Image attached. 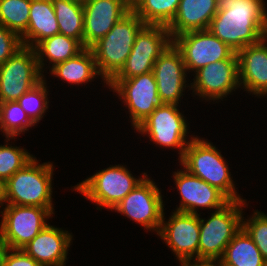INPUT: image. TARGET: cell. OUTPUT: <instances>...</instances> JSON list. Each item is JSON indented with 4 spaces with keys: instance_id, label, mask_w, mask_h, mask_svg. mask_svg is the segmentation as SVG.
I'll list each match as a JSON object with an SVG mask.
<instances>
[{
    "instance_id": "5",
    "label": "cell",
    "mask_w": 267,
    "mask_h": 266,
    "mask_svg": "<svg viewBox=\"0 0 267 266\" xmlns=\"http://www.w3.org/2000/svg\"><path fill=\"white\" fill-rule=\"evenodd\" d=\"M245 200H231L206 220L200 218L198 260L221 259L226 246L242 228Z\"/></svg>"
},
{
    "instance_id": "13",
    "label": "cell",
    "mask_w": 267,
    "mask_h": 266,
    "mask_svg": "<svg viewBox=\"0 0 267 266\" xmlns=\"http://www.w3.org/2000/svg\"><path fill=\"white\" fill-rule=\"evenodd\" d=\"M159 190L155 182L146 176L113 210L158 234L164 213Z\"/></svg>"
},
{
    "instance_id": "23",
    "label": "cell",
    "mask_w": 267,
    "mask_h": 266,
    "mask_svg": "<svg viewBox=\"0 0 267 266\" xmlns=\"http://www.w3.org/2000/svg\"><path fill=\"white\" fill-rule=\"evenodd\" d=\"M85 47L76 39L56 34L40 41L35 47L39 68L42 71L44 57L52 62V67L77 56Z\"/></svg>"
},
{
    "instance_id": "1",
    "label": "cell",
    "mask_w": 267,
    "mask_h": 266,
    "mask_svg": "<svg viewBox=\"0 0 267 266\" xmlns=\"http://www.w3.org/2000/svg\"><path fill=\"white\" fill-rule=\"evenodd\" d=\"M217 7L208 30L236 53L267 37L263 0H217Z\"/></svg>"
},
{
    "instance_id": "27",
    "label": "cell",
    "mask_w": 267,
    "mask_h": 266,
    "mask_svg": "<svg viewBox=\"0 0 267 266\" xmlns=\"http://www.w3.org/2000/svg\"><path fill=\"white\" fill-rule=\"evenodd\" d=\"M180 0H132L131 10L145 25L168 26L175 17Z\"/></svg>"
},
{
    "instance_id": "30",
    "label": "cell",
    "mask_w": 267,
    "mask_h": 266,
    "mask_svg": "<svg viewBox=\"0 0 267 266\" xmlns=\"http://www.w3.org/2000/svg\"><path fill=\"white\" fill-rule=\"evenodd\" d=\"M46 81L43 79L36 86L24 93L17 102L25 110L29 118L37 124L48 108Z\"/></svg>"
},
{
    "instance_id": "9",
    "label": "cell",
    "mask_w": 267,
    "mask_h": 266,
    "mask_svg": "<svg viewBox=\"0 0 267 266\" xmlns=\"http://www.w3.org/2000/svg\"><path fill=\"white\" fill-rule=\"evenodd\" d=\"M181 52L186 70L200 68L225 59H238L237 53L209 30L189 31L172 39Z\"/></svg>"
},
{
    "instance_id": "18",
    "label": "cell",
    "mask_w": 267,
    "mask_h": 266,
    "mask_svg": "<svg viewBox=\"0 0 267 266\" xmlns=\"http://www.w3.org/2000/svg\"><path fill=\"white\" fill-rule=\"evenodd\" d=\"M84 47L90 48L131 10L130 0H89L83 3Z\"/></svg>"
},
{
    "instance_id": "33",
    "label": "cell",
    "mask_w": 267,
    "mask_h": 266,
    "mask_svg": "<svg viewBox=\"0 0 267 266\" xmlns=\"http://www.w3.org/2000/svg\"><path fill=\"white\" fill-rule=\"evenodd\" d=\"M22 47L21 37L0 24V66Z\"/></svg>"
},
{
    "instance_id": "29",
    "label": "cell",
    "mask_w": 267,
    "mask_h": 266,
    "mask_svg": "<svg viewBox=\"0 0 267 266\" xmlns=\"http://www.w3.org/2000/svg\"><path fill=\"white\" fill-rule=\"evenodd\" d=\"M31 0H0V24L21 36L28 27Z\"/></svg>"
},
{
    "instance_id": "25",
    "label": "cell",
    "mask_w": 267,
    "mask_h": 266,
    "mask_svg": "<svg viewBox=\"0 0 267 266\" xmlns=\"http://www.w3.org/2000/svg\"><path fill=\"white\" fill-rule=\"evenodd\" d=\"M226 266H265L260 250L241 228L226 246L221 258Z\"/></svg>"
},
{
    "instance_id": "35",
    "label": "cell",
    "mask_w": 267,
    "mask_h": 266,
    "mask_svg": "<svg viewBox=\"0 0 267 266\" xmlns=\"http://www.w3.org/2000/svg\"><path fill=\"white\" fill-rule=\"evenodd\" d=\"M196 266H226V265L221 259H200L196 260Z\"/></svg>"
},
{
    "instance_id": "37",
    "label": "cell",
    "mask_w": 267,
    "mask_h": 266,
    "mask_svg": "<svg viewBox=\"0 0 267 266\" xmlns=\"http://www.w3.org/2000/svg\"><path fill=\"white\" fill-rule=\"evenodd\" d=\"M4 190L5 183L0 179V205L3 206L4 203Z\"/></svg>"
},
{
    "instance_id": "24",
    "label": "cell",
    "mask_w": 267,
    "mask_h": 266,
    "mask_svg": "<svg viewBox=\"0 0 267 266\" xmlns=\"http://www.w3.org/2000/svg\"><path fill=\"white\" fill-rule=\"evenodd\" d=\"M50 71L55 77L57 76L69 84L87 83L96 75H100L90 48H85L77 56L56 64Z\"/></svg>"
},
{
    "instance_id": "12",
    "label": "cell",
    "mask_w": 267,
    "mask_h": 266,
    "mask_svg": "<svg viewBox=\"0 0 267 266\" xmlns=\"http://www.w3.org/2000/svg\"><path fill=\"white\" fill-rule=\"evenodd\" d=\"M175 104H160L137 128L150 140L164 147L179 148L180 159L186 147L187 123Z\"/></svg>"
},
{
    "instance_id": "8",
    "label": "cell",
    "mask_w": 267,
    "mask_h": 266,
    "mask_svg": "<svg viewBox=\"0 0 267 266\" xmlns=\"http://www.w3.org/2000/svg\"><path fill=\"white\" fill-rule=\"evenodd\" d=\"M4 211V212H3ZM0 222V235L9 249H22L48 224L53 209L37 206L6 205Z\"/></svg>"
},
{
    "instance_id": "28",
    "label": "cell",
    "mask_w": 267,
    "mask_h": 266,
    "mask_svg": "<svg viewBox=\"0 0 267 266\" xmlns=\"http://www.w3.org/2000/svg\"><path fill=\"white\" fill-rule=\"evenodd\" d=\"M34 124L17 101L0 103V129L6 135L5 142L27 131Z\"/></svg>"
},
{
    "instance_id": "26",
    "label": "cell",
    "mask_w": 267,
    "mask_h": 266,
    "mask_svg": "<svg viewBox=\"0 0 267 266\" xmlns=\"http://www.w3.org/2000/svg\"><path fill=\"white\" fill-rule=\"evenodd\" d=\"M59 33L78 40L84 46L83 3L76 0H52Z\"/></svg>"
},
{
    "instance_id": "36",
    "label": "cell",
    "mask_w": 267,
    "mask_h": 266,
    "mask_svg": "<svg viewBox=\"0 0 267 266\" xmlns=\"http://www.w3.org/2000/svg\"><path fill=\"white\" fill-rule=\"evenodd\" d=\"M8 249H9L8 245L0 235V266H2L5 253L7 252Z\"/></svg>"
},
{
    "instance_id": "38",
    "label": "cell",
    "mask_w": 267,
    "mask_h": 266,
    "mask_svg": "<svg viewBox=\"0 0 267 266\" xmlns=\"http://www.w3.org/2000/svg\"><path fill=\"white\" fill-rule=\"evenodd\" d=\"M181 262V266H196V260H193V263L191 261H179Z\"/></svg>"
},
{
    "instance_id": "21",
    "label": "cell",
    "mask_w": 267,
    "mask_h": 266,
    "mask_svg": "<svg viewBox=\"0 0 267 266\" xmlns=\"http://www.w3.org/2000/svg\"><path fill=\"white\" fill-rule=\"evenodd\" d=\"M217 11V0H180L175 17L167 26L171 38L189 31L208 30Z\"/></svg>"
},
{
    "instance_id": "32",
    "label": "cell",
    "mask_w": 267,
    "mask_h": 266,
    "mask_svg": "<svg viewBox=\"0 0 267 266\" xmlns=\"http://www.w3.org/2000/svg\"><path fill=\"white\" fill-rule=\"evenodd\" d=\"M243 220L242 228L260 250L264 261L267 262V214L256 211L252 218L247 221Z\"/></svg>"
},
{
    "instance_id": "39",
    "label": "cell",
    "mask_w": 267,
    "mask_h": 266,
    "mask_svg": "<svg viewBox=\"0 0 267 266\" xmlns=\"http://www.w3.org/2000/svg\"><path fill=\"white\" fill-rule=\"evenodd\" d=\"M76 1L81 2V3H85V2H87L89 0H76Z\"/></svg>"
},
{
    "instance_id": "2",
    "label": "cell",
    "mask_w": 267,
    "mask_h": 266,
    "mask_svg": "<svg viewBox=\"0 0 267 266\" xmlns=\"http://www.w3.org/2000/svg\"><path fill=\"white\" fill-rule=\"evenodd\" d=\"M144 22L130 10L90 49L96 67L106 84L121 70L129 56Z\"/></svg>"
},
{
    "instance_id": "34",
    "label": "cell",
    "mask_w": 267,
    "mask_h": 266,
    "mask_svg": "<svg viewBox=\"0 0 267 266\" xmlns=\"http://www.w3.org/2000/svg\"><path fill=\"white\" fill-rule=\"evenodd\" d=\"M12 251V252H11ZM2 266H41L22 249H8L5 253Z\"/></svg>"
},
{
    "instance_id": "15",
    "label": "cell",
    "mask_w": 267,
    "mask_h": 266,
    "mask_svg": "<svg viewBox=\"0 0 267 266\" xmlns=\"http://www.w3.org/2000/svg\"><path fill=\"white\" fill-rule=\"evenodd\" d=\"M191 83L197 95L205 99L218 100L240 86L238 59H225L210 63L197 70Z\"/></svg>"
},
{
    "instance_id": "14",
    "label": "cell",
    "mask_w": 267,
    "mask_h": 266,
    "mask_svg": "<svg viewBox=\"0 0 267 266\" xmlns=\"http://www.w3.org/2000/svg\"><path fill=\"white\" fill-rule=\"evenodd\" d=\"M164 220L163 213L158 235L176 254L177 259L179 261L198 260L200 238L199 214L175 211L167 223Z\"/></svg>"
},
{
    "instance_id": "6",
    "label": "cell",
    "mask_w": 267,
    "mask_h": 266,
    "mask_svg": "<svg viewBox=\"0 0 267 266\" xmlns=\"http://www.w3.org/2000/svg\"><path fill=\"white\" fill-rule=\"evenodd\" d=\"M147 176L135 178L123 165H115L97 172L77 184L74 189L100 207L113 210Z\"/></svg>"
},
{
    "instance_id": "22",
    "label": "cell",
    "mask_w": 267,
    "mask_h": 266,
    "mask_svg": "<svg viewBox=\"0 0 267 266\" xmlns=\"http://www.w3.org/2000/svg\"><path fill=\"white\" fill-rule=\"evenodd\" d=\"M56 34H59V26L52 0H31L28 27L20 36L23 46L34 48Z\"/></svg>"
},
{
    "instance_id": "19",
    "label": "cell",
    "mask_w": 267,
    "mask_h": 266,
    "mask_svg": "<svg viewBox=\"0 0 267 266\" xmlns=\"http://www.w3.org/2000/svg\"><path fill=\"white\" fill-rule=\"evenodd\" d=\"M267 37L237 52L239 84L254 95H267ZM242 83V84H241Z\"/></svg>"
},
{
    "instance_id": "16",
    "label": "cell",
    "mask_w": 267,
    "mask_h": 266,
    "mask_svg": "<svg viewBox=\"0 0 267 266\" xmlns=\"http://www.w3.org/2000/svg\"><path fill=\"white\" fill-rule=\"evenodd\" d=\"M152 72L161 104L178 105L186 88L187 70L181 52L173 43L155 61Z\"/></svg>"
},
{
    "instance_id": "4",
    "label": "cell",
    "mask_w": 267,
    "mask_h": 266,
    "mask_svg": "<svg viewBox=\"0 0 267 266\" xmlns=\"http://www.w3.org/2000/svg\"><path fill=\"white\" fill-rule=\"evenodd\" d=\"M180 163L189 173L218 188L230 200H243L237 195L224 158L211 143L191 137Z\"/></svg>"
},
{
    "instance_id": "31",
    "label": "cell",
    "mask_w": 267,
    "mask_h": 266,
    "mask_svg": "<svg viewBox=\"0 0 267 266\" xmlns=\"http://www.w3.org/2000/svg\"><path fill=\"white\" fill-rule=\"evenodd\" d=\"M33 158L23 148L0 145V179L5 183Z\"/></svg>"
},
{
    "instance_id": "17",
    "label": "cell",
    "mask_w": 267,
    "mask_h": 266,
    "mask_svg": "<svg viewBox=\"0 0 267 266\" xmlns=\"http://www.w3.org/2000/svg\"><path fill=\"white\" fill-rule=\"evenodd\" d=\"M173 176L181 196V203L176 209L178 212L198 214V207L218 210L231 201L218 188L192 175L186 169L175 172Z\"/></svg>"
},
{
    "instance_id": "3",
    "label": "cell",
    "mask_w": 267,
    "mask_h": 266,
    "mask_svg": "<svg viewBox=\"0 0 267 266\" xmlns=\"http://www.w3.org/2000/svg\"><path fill=\"white\" fill-rule=\"evenodd\" d=\"M53 164H38L34 157L5 182L6 205L54 209L52 204Z\"/></svg>"
},
{
    "instance_id": "10",
    "label": "cell",
    "mask_w": 267,
    "mask_h": 266,
    "mask_svg": "<svg viewBox=\"0 0 267 266\" xmlns=\"http://www.w3.org/2000/svg\"><path fill=\"white\" fill-rule=\"evenodd\" d=\"M171 43L167 26L145 25L138 32L124 66L113 78H131L152 72L155 61Z\"/></svg>"
},
{
    "instance_id": "20",
    "label": "cell",
    "mask_w": 267,
    "mask_h": 266,
    "mask_svg": "<svg viewBox=\"0 0 267 266\" xmlns=\"http://www.w3.org/2000/svg\"><path fill=\"white\" fill-rule=\"evenodd\" d=\"M72 235L47 225L22 250L41 266H65Z\"/></svg>"
},
{
    "instance_id": "11",
    "label": "cell",
    "mask_w": 267,
    "mask_h": 266,
    "mask_svg": "<svg viewBox=\"0 0 267 266\" xmlns=\"http://www.w3.org/2000/svg\"><path fill=\"white\" fill-rule=\"evenodd\" d=\"M107 85L124 100L134 129L161 104L153 72L131 78H112Z\"/></svg>"
},
{
    "instance_id": "7",
    "label": "cell",
    "mask_w": 267,
    "mask_h": 266,
    "mask_svg": "<svg viewBox=\"0 0 267 266\" xmlns=\"http://www.w3.org/2000/svg\"><path fill=\"white\" fill-rule=\"evenodd\" d=\"M43 76L34 48L23 46L0 66V103L17 101Z\"/></svg>"
}]
</instances>
